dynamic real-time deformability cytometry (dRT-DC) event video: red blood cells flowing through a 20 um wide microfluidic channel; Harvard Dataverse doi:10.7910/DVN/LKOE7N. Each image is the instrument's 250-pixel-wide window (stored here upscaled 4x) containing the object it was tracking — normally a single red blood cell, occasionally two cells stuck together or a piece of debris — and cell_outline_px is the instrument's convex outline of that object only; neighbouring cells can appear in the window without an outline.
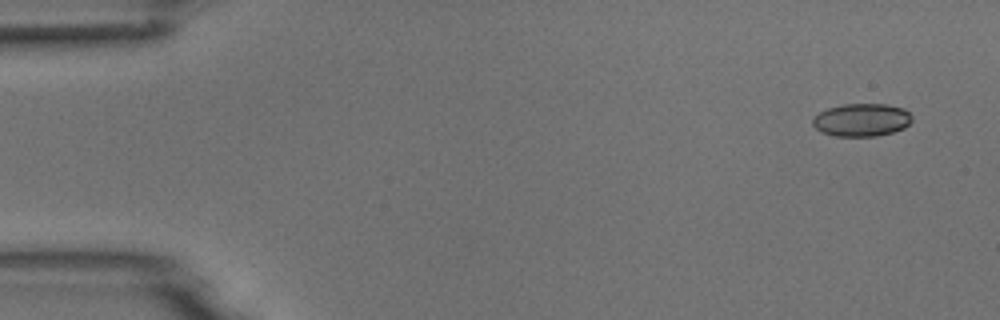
{"species": "common noctule bat (a hibernating species)", "species_latin": "Nyctalus noctula", "temperature_condition": "room temperature", "stored_images_in_passage": 7, "camera_frame_rate_fps": 3000, "um_per_image_px": 0.085, "animal": {"sex": "male", "body_mass_g": 18.8}, "frame": {"image": 1, "passage_image": 1, "time_ms": 0.0, "image_size_px": [1000, 320], "cell_outline_px": [[912, 120], [904, 128], [892, 132], [876, 136], [836, 136], [820, 132], [812, 124], [812, 120], [820, 112], [828, 108], [844, 104], [888, 104], [904, 108], [912, 116]], "centroid_in_image_um": [73.25, 10.19], "position_along_channel_um": 11.8, "area_um2": 19.02}}
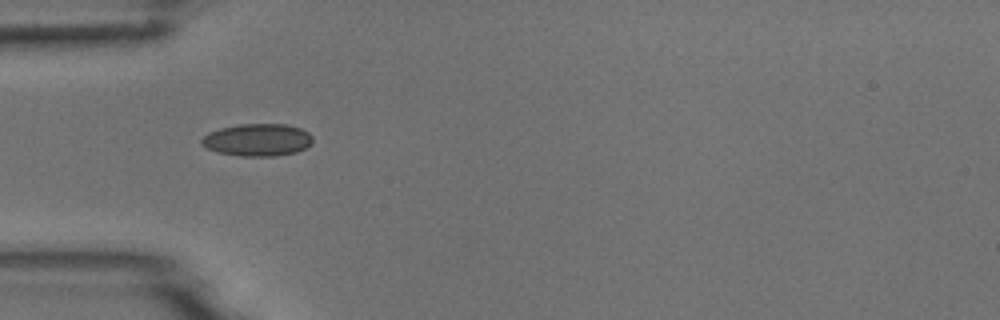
{"frame": {"image": 2, "passage_image": 4, "time_ms": 1.0, "image_size_px": [1000, 320], "cell_outline_px": [[312, 144], [296, 152], [276, 156], [240, 156], [216, 152], [200, 144], [200, 140], [208, 132], [220, 128], [240, 124], [284, 124], [300, 128], [308, 132], [312, 136]], "centroid_in_image_um": [21.87, 11.89], "position_along_channel_um": 63.1, "area_um2": 21.04}}